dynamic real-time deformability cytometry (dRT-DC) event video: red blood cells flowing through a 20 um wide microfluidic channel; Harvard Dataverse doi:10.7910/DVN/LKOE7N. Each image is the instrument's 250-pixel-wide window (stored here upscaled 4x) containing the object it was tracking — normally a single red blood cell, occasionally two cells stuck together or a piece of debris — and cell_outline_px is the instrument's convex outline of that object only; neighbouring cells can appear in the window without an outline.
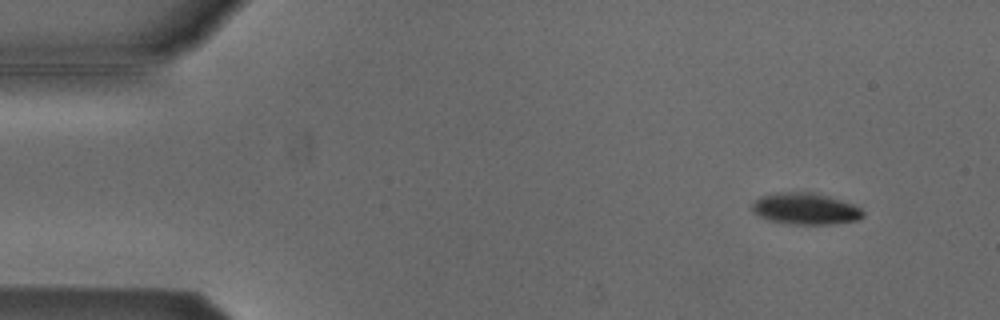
{"species": "Egyptian fruit bat (a non-hibernating species)", "species_latin": "Rousettus aegyptiacus", "temperature_condition": "cold", "stored_images_in_passage": 3, "camera_frame_rate_fps": 3000, "um_per_image_px": 0.085, "animal": {"sex": "male"}, "frame": {"image": 1, "passage_image": 1, "time_ms": 0.0, "image_size_px": [1000, 320], "cell_outline_px": [[864, 216], [860, 220], [832, 224], [792, 224], [772, 220], [760, 216], [752, 212], [752, 204], [760, 196], [776, 192], [812, 192], [828, 196], [852, 204], [860, 208], [864, 212]], "centroid_in_image_um": [68.47, 17.74], "position_along_channel_um": 16.5, "area_um2": 20.29}}